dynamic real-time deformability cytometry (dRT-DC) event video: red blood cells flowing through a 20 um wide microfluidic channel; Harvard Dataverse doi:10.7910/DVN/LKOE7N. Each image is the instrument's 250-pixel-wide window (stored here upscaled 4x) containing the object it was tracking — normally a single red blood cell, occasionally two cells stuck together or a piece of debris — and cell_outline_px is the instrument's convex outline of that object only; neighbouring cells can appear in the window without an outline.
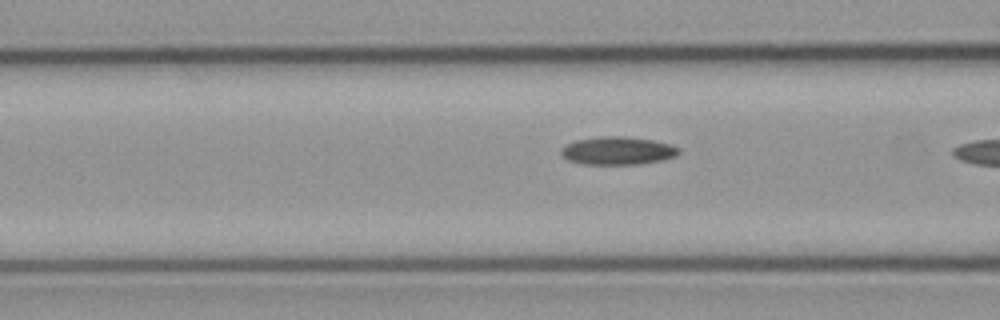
{"species": "common noctule bat (a hibernating species)", "species_latin": "Nyctalus noctula", "temperature_condition": "cold", "stored_images_in_passage": 29, "camera_frame_rate_fps": 3000, "um_per_image_px": 0.085, "animal": {"sex": "male", "body_mass_g": 23.1, "forearm_length_mm": 52.7}, "frame": {"image": 1, "passage_image": 17, "time_ms": 5.333, "image_size_px": [1000, 320], "cell_outline_px": [[680, 152], [676, 156], [664, 160], [640, 164], [580, 164], [568, 160], [560, 152], [560, 148], [576, 140], [600, 136], [624, 136], [652, 140], [672, 144], [680, 148]], "centroid_in_image_um": [52.53, 12.81], "position_along_channel_um": 114.1, "area_um2": 19.36}}
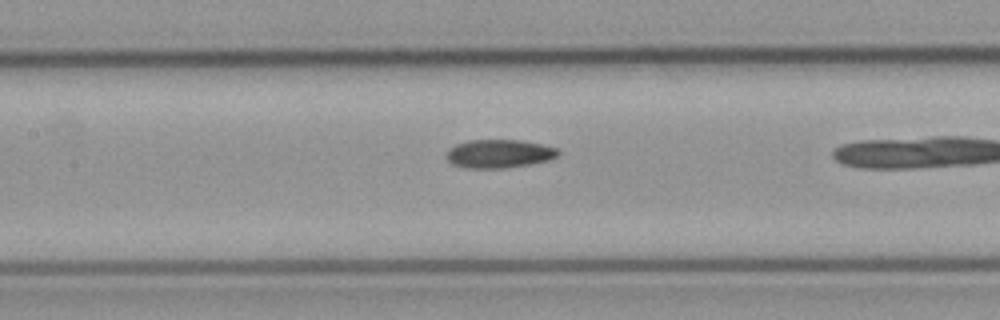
{"frame": {"image": 2, "passage_image": 21, "time_ms": 6.667, "image_size_px": [1000, 320], "cell_outline_px": [[560, 152], [556, 156], [548, 160], [528, 164], [504, 168], [468, 168], [452, 164], [448, 160], [448, 148], [456, 144], [468, 140], [520, 140], [540, 144], [556, 148]], "centroid_in_image_um": [42.4, 13.06], "position_along_channel_um": 165.0, "area_um2": 18.26}}
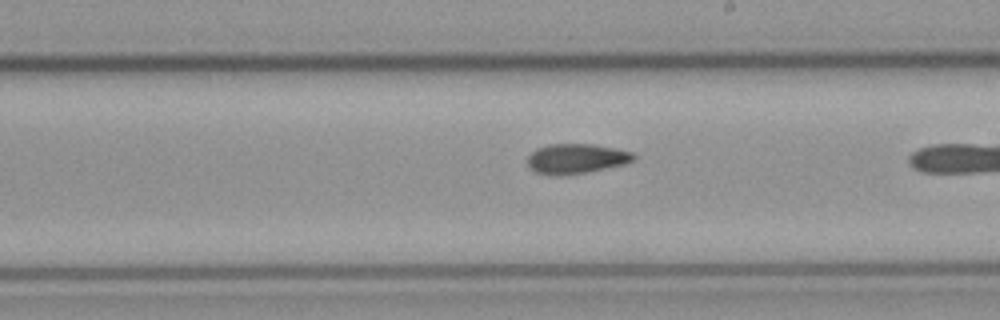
{"frame": {"image": 3, "passage_image": 27, "time_ms": 8.667, "image_size_px": [1000, 320], "cell_outline_px": [[636, 156], [632, 160], [624, 164], [584, 172], [560, 176], [556, 176], [536, 172], [528, 164], [528, 156], [536, 148], [548, 144], [592, 144], [616, 148], [632, 152]], "centroid_in_image_um": [48.96, 13.47], "position_along_channel_um": 240.0, "area_um2": 18.26}}